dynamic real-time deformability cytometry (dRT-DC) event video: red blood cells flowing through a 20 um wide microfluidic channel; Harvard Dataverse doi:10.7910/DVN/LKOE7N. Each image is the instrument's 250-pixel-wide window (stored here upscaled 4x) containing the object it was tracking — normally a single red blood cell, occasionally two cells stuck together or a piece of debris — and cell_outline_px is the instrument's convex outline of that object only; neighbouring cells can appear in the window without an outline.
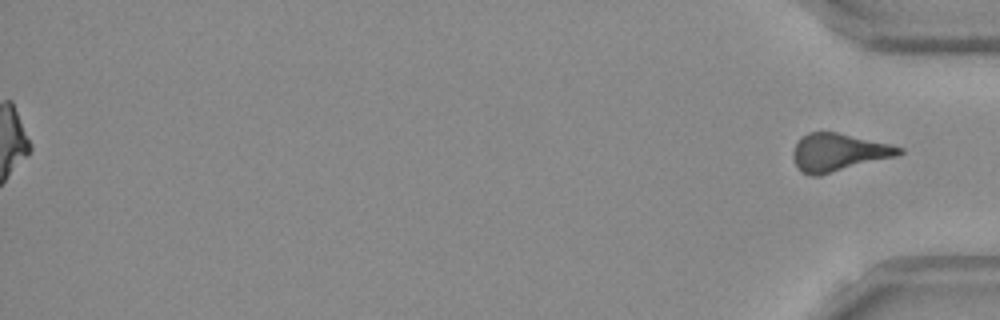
{"species": "Egyptian fruit bat (a non-hibernating species)", "species_latin": "Rousettus aegyptiacus", "temperature_condition": "room temperature", "stored_images_in_passage": 53, "segment_of_instrument_passage": [2, 2], "camera_frame_rate_fps": 3000, "um_per_image_px": 0.085, "frame": {"image": 1, "passage_image": 53, "time_ms": 17.333, "image_size_px": [1000, 320], "cell_outline_px": [[904, 152], [896, 156], [820, 176], [812, 176], [804, 172], [796, 164], [792, 156], [792, 152], [800, 136], [808, 132], [836, 132], [892, 144], [904, 148]], "centroid_in_image_um": [71.28, 12.94], "position_along_channel_um": 363.9, "area_um2": 23.35}}